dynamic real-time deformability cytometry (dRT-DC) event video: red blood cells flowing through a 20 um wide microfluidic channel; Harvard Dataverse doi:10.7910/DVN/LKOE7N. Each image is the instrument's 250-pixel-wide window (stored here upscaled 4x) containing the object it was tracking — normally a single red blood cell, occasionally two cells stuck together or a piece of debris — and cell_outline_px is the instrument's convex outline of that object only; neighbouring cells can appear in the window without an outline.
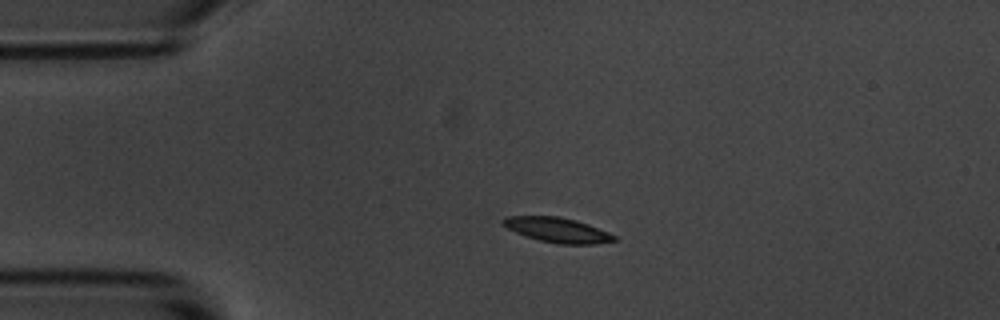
{"species": "common noctule bat (a hibernating species)", "species_latin": "Nyctalus noctula", "temperature_condition": "room temperature", "stored_images_in_passage": 4, "camera_frame_rate_fps": 3000, "um_per_image_px": 0.085, "animal": {"sex": "male", "body_mass_g": 20.1, "forearm_length_mm": 53.5}, "frame": {"image": 1, "passage_image": 3, "time_ms": 2.333, "image_size_px": [1000, 320], "cell_outline_px": [[620, 240], [596, 244], [556, 244], [524, 236], [500, 224], [500, 220], [504, 216], [560, 216], [576, 220], [588, 224], [608, 232], [616, 236]], "centroid_in_image_um": [47.37, 19.54], "position_along_channel_um": 37.6, "area_um2": 16.36}}